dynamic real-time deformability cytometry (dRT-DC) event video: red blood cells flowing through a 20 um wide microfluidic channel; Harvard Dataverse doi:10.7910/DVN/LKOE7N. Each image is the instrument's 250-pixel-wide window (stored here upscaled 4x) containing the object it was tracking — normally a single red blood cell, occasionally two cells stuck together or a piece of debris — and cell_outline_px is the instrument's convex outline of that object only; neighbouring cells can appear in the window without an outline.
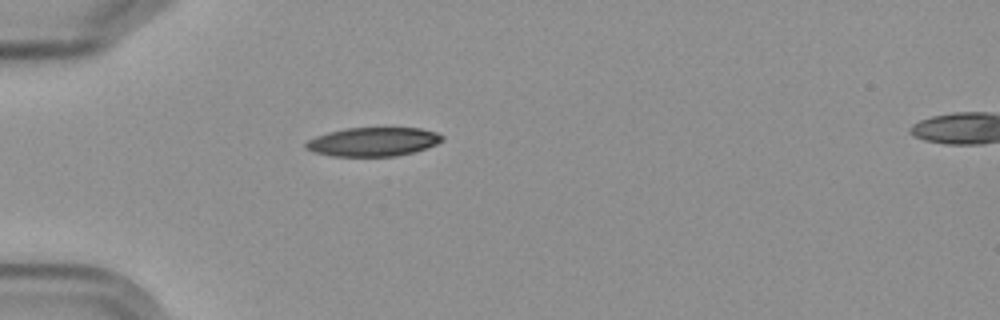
{"species": "Egyptian fruit bat (a non-hibernating species)", "species_latin": "Rousettus aegyptiacus", "temperature_condition": "cold", "stored_images_in_passage": 2, "segment_of_instrument_passage": [1, 2], "camera_frame_rate_fps": 3000, "um_per_image_px": 0.085, "frame": {"image": 1, "passage_image": 1, "time_ms": 0.0, "image_size_px": [1000, 320], "cell_outline_px": [[444, 140], [436, 144], [412, 152], [396, 156], [332, 156], [316, 152], [304, 148], [304, 144], [308, 140], [316, 136], [328, 132], [344, 128], [420, 128], [436, 132], [444, 136]], "centroid_in_image_um": [31.7, 12.04], "position_along_channel_um": 53.3, "area_um2": 22.83}}